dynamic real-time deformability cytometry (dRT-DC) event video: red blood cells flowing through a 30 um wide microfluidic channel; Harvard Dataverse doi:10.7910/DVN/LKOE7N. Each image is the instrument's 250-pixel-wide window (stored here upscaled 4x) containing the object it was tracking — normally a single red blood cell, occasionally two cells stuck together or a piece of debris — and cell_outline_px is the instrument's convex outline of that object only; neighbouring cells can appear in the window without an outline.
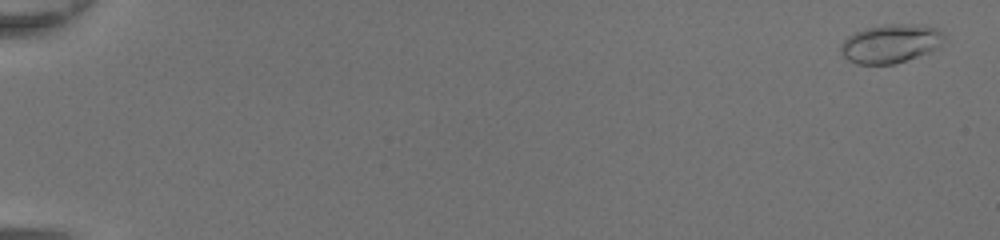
{"species": "common noctule bat (a hibernating species)", "species_latin": "Nyctalus noctula", "temperature_condition": "room temperature", "stored_images_in_passage": 50, "camera_frame_rate_fps": 3000, "um_per_image_px": 0.085, "animal": {"sex": "female", "body_mass_g": 20.0, "forearm_length_mm": 54.0}, "frame": {"image": 1, "passage_image": 2, "time_ms": 0.333, "image_size_px": [1000, 240], "cell_outline_px": [[944, 40], [936, 48], [928, 52], [892, 64], [856, 64], [848, 60], [840, 52], [840, 44], [848, 36], [856, 32], [880, 24], [920, 24], [936, 28], [944, 32]], "centroid_in_image_um": [75.68, 3.69], "position_along_channel_um": 9.3, "area_um2": 23.18}}
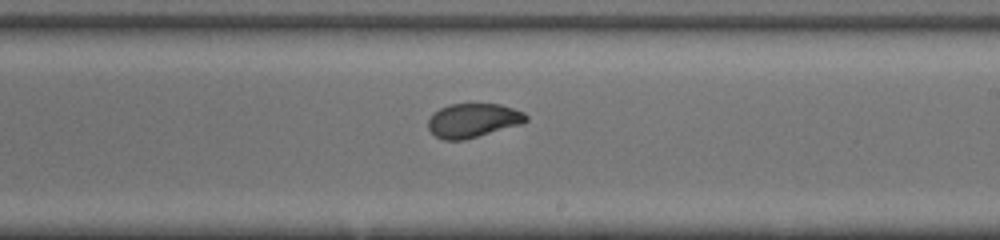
{"frame": {"image": 2, "passage_image": 32, "time_ms": 10.333, "image_size_px": [1000, 240], "cell_outline_px": [[528, 120], [520, 124], [464, 140], [444, 140], [436, 136], [428, 128], [428, 120], [432, 112], [448, 104], [500, 104], [524, 112], [528, 116]], "centroid_in_image_um": [40.18, 10.23], "position_along_channel_um": 248.8, "area_um2": 19.36}}
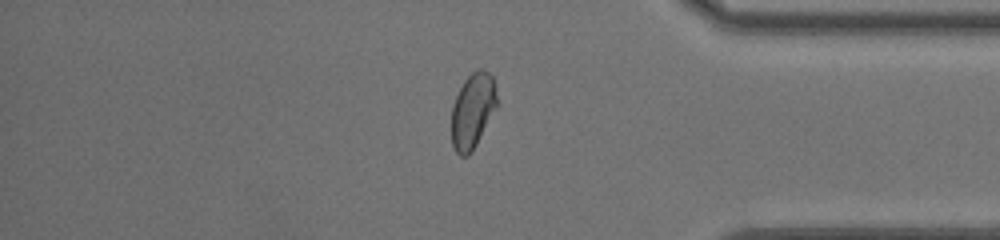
{"frame": {"image": 3, "passage_image": 43, "time_ms": 14.0, "image_size_px": [1000, 240], "cell_outline_px": [[496, 108], [472, 152], [468, 156], [460, 156], [456, 152], [452, 144], [452, 104], [464, 80], [472, 72], [480, 68], [488, 72], [492, 76], [496, 88]], "centroid_in_image_um": [40.17, 9.41], "position_along_channel_um": 395.0, "area_um2": 19.77}, "authors_computed_cell_mechanics": {"area_um2": 20.2589, "velocity_mm_per_s": 4.3885, "shape_relaxation_time_tau1_ms": 3.5365, "shape_relaxation_time_tau2_ms": 0.7815, "deformation_change_tau1": 0.1514, "deformation_change_tau2": 0.0412}}